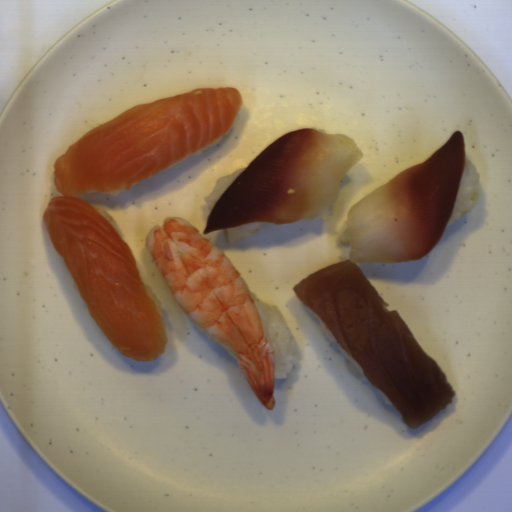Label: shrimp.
<instances>
[{"mask_svg": "<svg viewBox=\"0 0 512 512\" xmlns=\"http://www.w3.org/2000/svg\"><path fill=\"white\" fill-rule=\"evenodd\" d=\"M154 259L181 309L236 361L267 410H273L276 362L260 312L241 273L225 253L179 216L166 217L146 236Z\"/></svg>", "mask_w": 512, "mask_h": 512, "instance_id": "1", "label": "shrimp"}]
</instances>
